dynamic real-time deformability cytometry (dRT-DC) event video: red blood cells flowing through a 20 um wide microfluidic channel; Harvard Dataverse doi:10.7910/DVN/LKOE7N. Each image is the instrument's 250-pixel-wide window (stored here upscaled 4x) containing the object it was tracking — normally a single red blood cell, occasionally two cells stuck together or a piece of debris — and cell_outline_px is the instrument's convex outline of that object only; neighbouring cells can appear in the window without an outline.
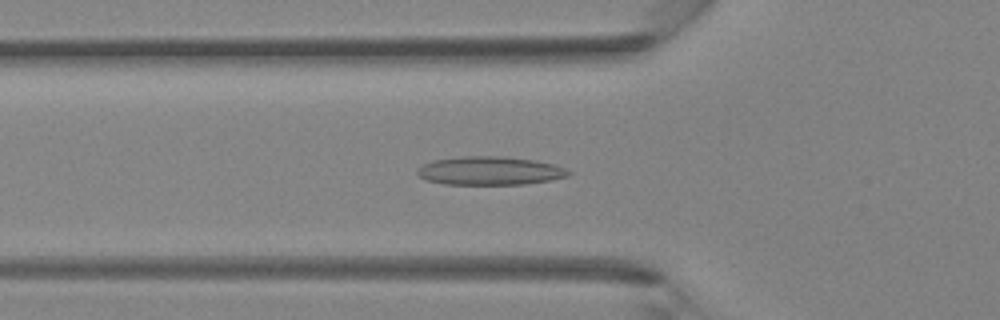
{"species": "Egyptian fruit bat (a non-hibernating species)", "species_latin": "Rousettus aegyptiacus", "temperature_condition": "room temperature", "stored_images_in_passage": 42, "segment_of_instrument_passage": [1, 2], "camera_frame_rate_fps": 3000, "um_per_image_px": 0.085, "animal": {"sex": "female"}, "frame": {"image": 1, "passage_image": 14, "time_ms": 4.333, "image_size_px": [1000, 320], "cell_outline_px": [[572, 172], [568, 176], [548, 180], [524, 184], [444, 184], [424, 180], [416, 172], [424, 164], [432, 160], [464, 156], [500, 156], [536, 160], [552, 164], [564, 168]], "centroid_in_image_um": [41.61, 14.51], "position_along_channel_um": 84.2, "area_um2": 24.91}}
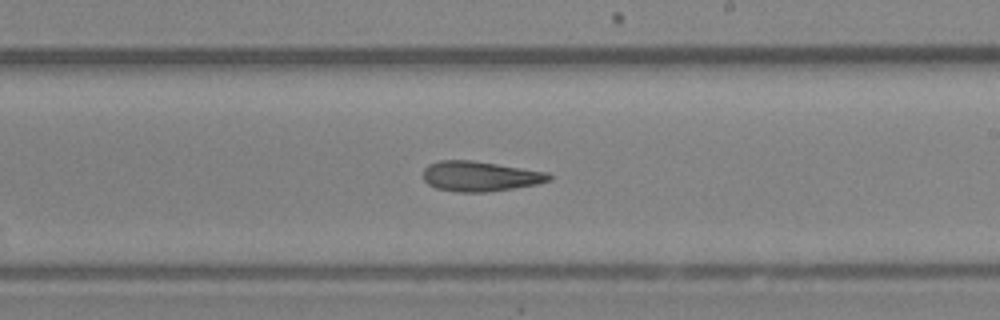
{"frame": {"image": 2, "passage_image": 24, "time_ms": 7.667, "image_size_px": [1000, 320], "cell_outline_px": [[552, 180], [536, 184], [488, 192], [456, 192], [436, 188], [428, 184], [424, 180], [424, 168], [428, 164], [440, 160], [472, 160], [548, 172], [552, 176]], "centroid_in_image_um": [40.79, 14.98], "position_along_channel_um": 248.2, "area_um2": 22.08}}
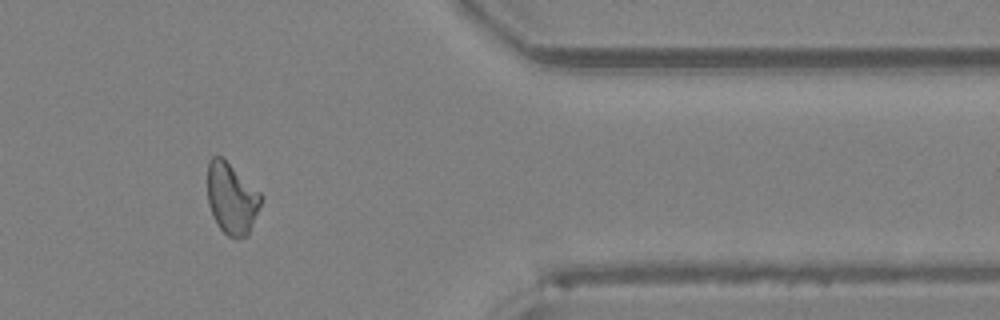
{"frame": {"image": 3, "passage_image": 34, "time_ms": 11.0, "image_size_px": [1000, 320], "cell_outline_px": [[260, 204], [248, 236], [228, 236], [216, 224], [208, 204], [208, 160], [212, 156], [220, 156], [260, 192]], "centroid_in_image_um": [19.66, 16.87], "position_along_channel_um": 391.7, "area_um2": 21.62}}